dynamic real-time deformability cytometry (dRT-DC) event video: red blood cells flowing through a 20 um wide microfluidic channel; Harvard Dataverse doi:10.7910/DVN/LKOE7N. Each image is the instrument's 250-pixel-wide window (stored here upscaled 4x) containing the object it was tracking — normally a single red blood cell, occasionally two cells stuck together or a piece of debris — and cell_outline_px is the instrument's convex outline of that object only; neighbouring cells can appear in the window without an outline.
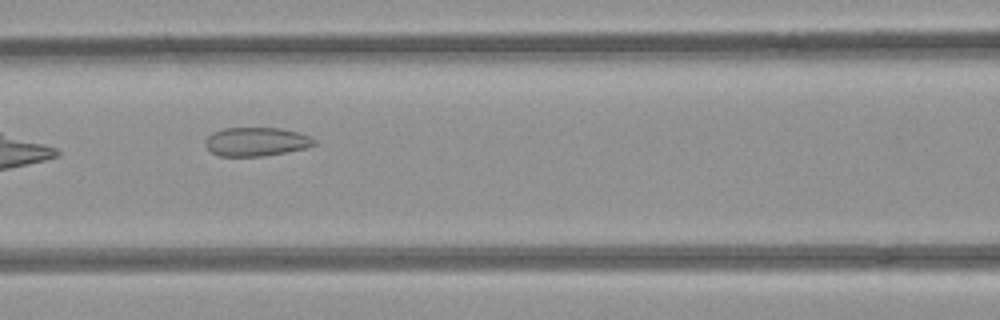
{"species": "common noctule bat (a hibernating species)", "species_latin": "Nyctalus noctula", "temperature_condition": "room temperature", "stored_images_in_passage": 6, "camera_frame_rate_fps": 3000, "um_per_image_px": 0.085, "animal": {"sex": "female", "body_mass_g": 21.9}, "frame": {"image": 1, "passage_image": 4, "time_ms": 1.0, "image_size_px": [1000, 320], "cell_outline_px": [[316, 144], [304, 148], [264, 156], [220, 156], [212, 152], [204, 144], [204, 140], [212, 132], [224, 128], [280, 128], [312, 136], [316, 140]], "centroid_in_image_um": [21.77, 12.04], "position_along_channel_um": 144.8, "area_um2": 18.21}}
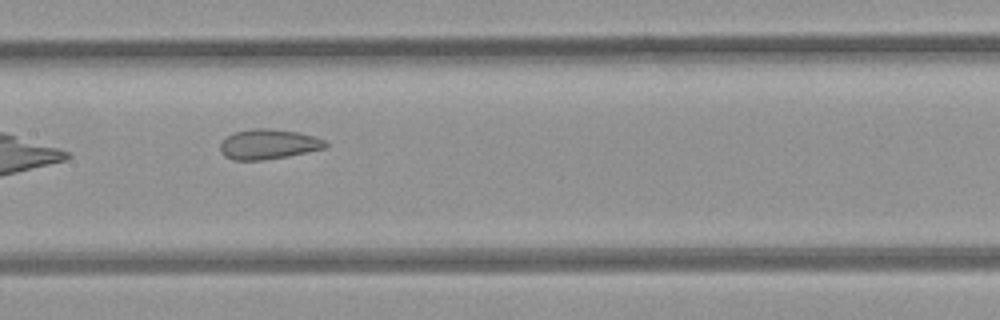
{"frame": {"image": 2, "passage_image": 5, "time_ms": 1.333, "image_size_px": [1000, 320], "cell_outline_px": [[328, 144], [324, 148], [288, 156], [264, 160], [232, 160], [224, 156], [220, 152], [220, 144], [228, 136], [236, 132], [252, 128], [268, 128], [296, 132], [312, 136], [324, 140]], "centroid_in_image_um": [22.77, 12.27], "position_along_channel_um": 184.6, "area_um2": 18.21}}
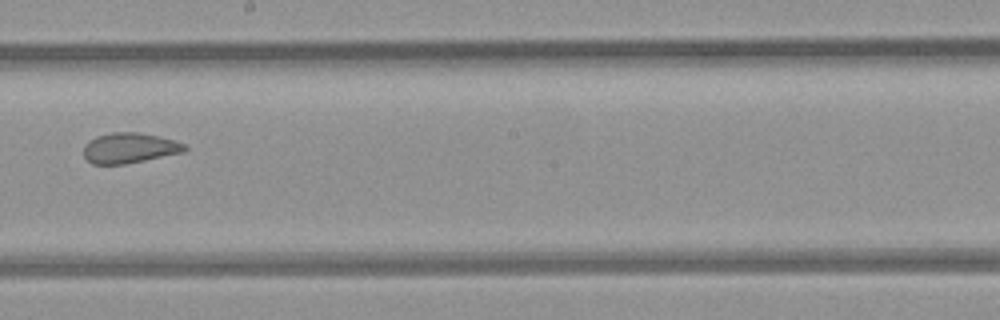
{"frame": {"image": 3, "passage_image": 6, "time_ms": 1.667, "image_size_px": [1000, 320], "cell_outline_px": [[188, 148], [184, 152], [124, 164], [92, 164], [84, 156], [84, 144], [96, 136], [112, 132], [140, 132], [172, 140], [184, 144]], "centroid_in_image_um": [10.98, 12.58], "position_along_channel_um": 237.2, "area_um2": 17.69}}